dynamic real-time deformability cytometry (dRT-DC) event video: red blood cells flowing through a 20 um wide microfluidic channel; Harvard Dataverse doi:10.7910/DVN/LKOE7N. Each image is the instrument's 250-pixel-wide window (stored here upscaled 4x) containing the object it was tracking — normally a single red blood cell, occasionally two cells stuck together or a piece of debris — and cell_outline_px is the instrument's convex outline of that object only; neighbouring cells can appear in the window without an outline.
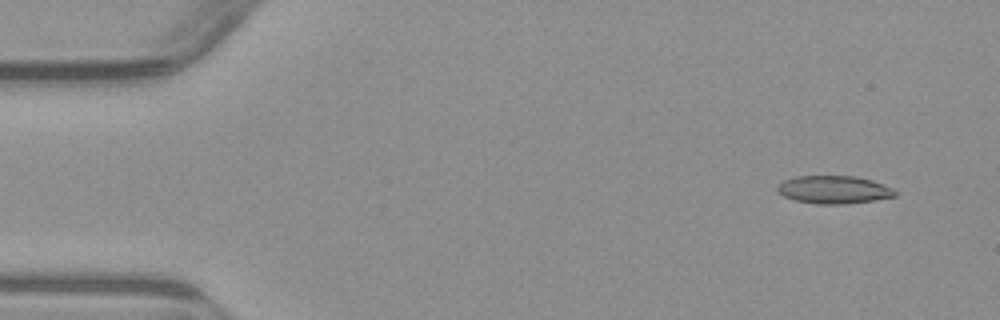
{"species": "common noctule bat (a hibernating species)", "species_latin": "Nyctalus noctula", "temperature_condition": "warm", "stored_images_in_passage": 4, "camera_frame_rate_fps": 3000, "um_per_image_px": 0.085, "animal": {"sex": "male", "body_mass_g": 23.1, "forearm_length_mm": 52.7}, "frame": {"image": 1, "passage_image": 1, "time_ms": 0.0, "image_size_px": [1000, 320], "cell_outline_px": [[896, 196], [876, 200], [844, 204], [816, 204], [796, 200], [784, 196], [776, 192], [776, 188], [784, 180], [796, 176], [856, 176], [872, 180], [892, 188], [896, 192]], "centroid_in_image_um": [70.87, 16.12], "position_along_channel_um": 14.1, "area_um2": 19.13}}
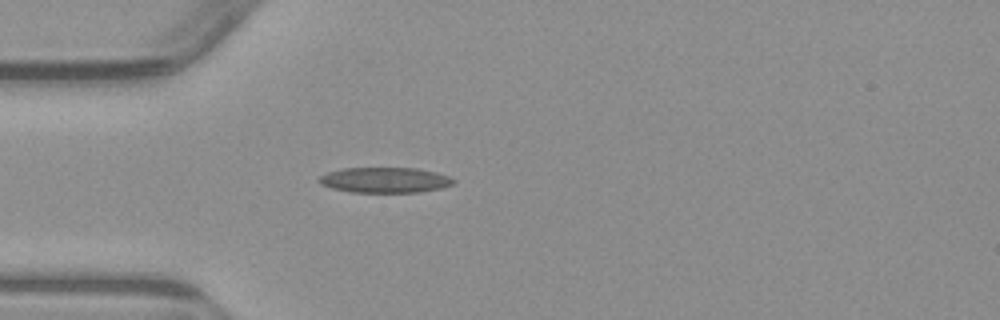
{"frame": {"image": 2, "passage_image": 4, "time_ms": 3.667, "image_size_px": [1000, 320], "cell_outline_px": [[456, 180], [452, 184], [440, 188], [420, 192], [348, 192], [332, 188], [320, 184], [316, 180], [320, 176], [328, 172], [344, 168], [416, 168], [436, 172], [448, 176]], "centroid_in_image_um": [32.69, 15.3], "position_along_channel_um": 52.3, "area_um2": 19.88}}